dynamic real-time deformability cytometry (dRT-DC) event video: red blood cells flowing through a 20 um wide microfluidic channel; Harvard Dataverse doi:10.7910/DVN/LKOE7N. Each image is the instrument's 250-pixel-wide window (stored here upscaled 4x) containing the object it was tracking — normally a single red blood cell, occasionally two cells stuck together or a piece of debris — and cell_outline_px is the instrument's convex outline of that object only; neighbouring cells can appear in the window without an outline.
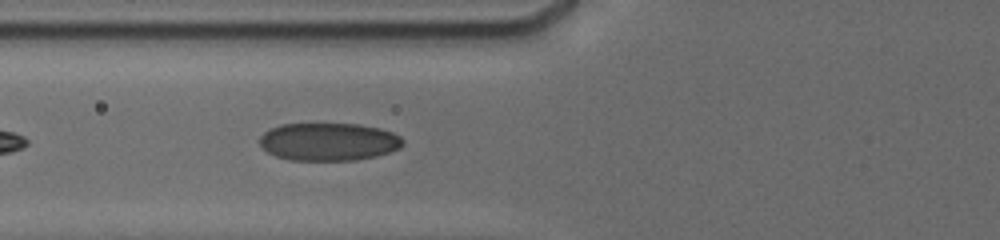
{"species": "human", "species_latin": "Homo sapiens", "temperature_condition": "cold", "stored_images_in_passage": 41, "camera_frame_rate_fps": 3000, "um_per_image_px": 0.085, "donor": {"sex": "male"}, "frame": {"image": 1, "passage_image": 4, "time_ms": 0.667, "image_size_px": [1000, 240], "cell_outline_px": [[404, 144], [400, 148], [376, 156], [356, 160], [288, 160], [276, 156], [268, 152], [260, 144], [260, 136], [268, 128], [280, 124], [360, 124], [380, 128], [392, 132], [400, 136], [404, 140]], "centroid_in_image_um": [27.94, 12.04], "position_along_channel_um": 97.9, "area_um2": 31.73}}
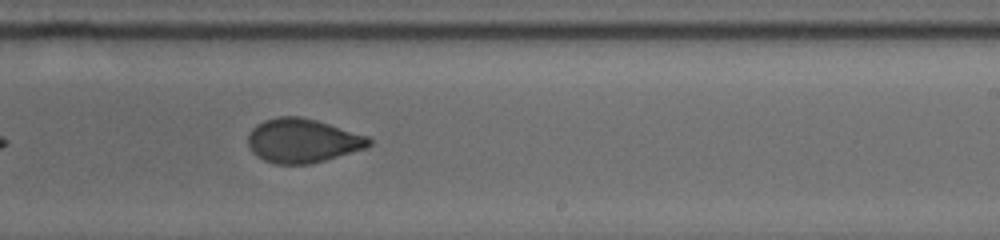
{"frame": {"image": 2, "passage_image": 18, "time_ms": 5.0, "image_size_px": [1000, 240], "cell_outline_px": [[372, 144], [368, 148], [324, 160], [308, 164], [276, 164], [264, 160], [256, 156], [252, 152], [248, 144], [248, 132], [256, 124], [264, 120], [280, 116], [300, 116], [316, 120], [368, 136], [372, 140]], "centroid_in_image_um": [25.71, 11.95], "position_along_channel_um": 263.3, "area_um2": 31.15}}
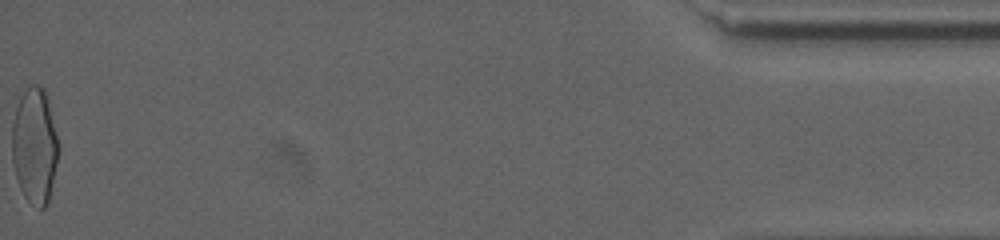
{"frame": {"image": 3, "passage_image": 41, "time_ms": 11.667, "image_size_px": [1000, 240], "cell_outline_px": [[60, 148], [48, 204], [44, 208], [40, 208], [28, 200], [24, 196], [20, 188], [12, 164], [12, 124], [16, 108], [20, 96], [32, 84], [36, 84], [44, 88], [48, 100], [60, 144]], "centroid_in_image_um": [2.96, 12.39], "position_along_channel_um": 432.2, "area_um2": 31.56}, "authors_computed_cell_mechanics": {"area_um2": 31.2698, "velocity_mm_per_s": 3.8049, "shape_relaxation_time_tau1_ms": 5.4665, "shape_relaxation_time_tau2_ms": 0.9717, "deformation_change_tau1": 0.1569, "deformation_change_tau2": 0.0612}}